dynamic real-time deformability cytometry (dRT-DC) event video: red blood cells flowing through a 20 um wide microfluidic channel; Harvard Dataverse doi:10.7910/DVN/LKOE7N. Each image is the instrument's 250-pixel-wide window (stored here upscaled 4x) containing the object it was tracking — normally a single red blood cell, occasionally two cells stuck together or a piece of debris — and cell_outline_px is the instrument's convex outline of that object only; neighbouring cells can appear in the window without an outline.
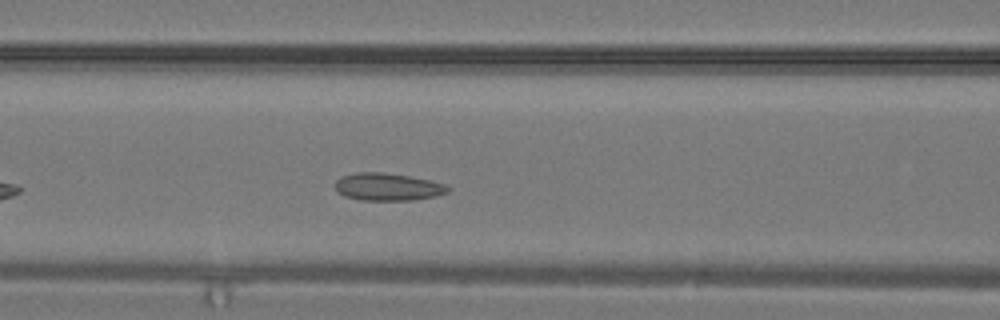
{"species": "common noctule bat (a hibernating species)", "species_latin": "Nyctalus noctula", "temperature_condition": "warm", "stored_images_in_passage": 19, "camera_frame_rate_fps": 3000, "um_per_image_px": 0.085, "animal": {"sex": "male", "body_mass_g": 19.2, "forearm_length_mm": 51.8}, "frame": {"image": 1, "passage_image": 5, "time_ms": 1.333, "image_size_px": [1000, 320], "cell_outline_px": [[452, 188], [448, 192], [436, 196], [412, 200], [360, 200], [344, 196], [336, 188], [336, 180], [340, 176], [356, 172], [384, 172], [408, 176], [428, 180], [444, 184]], "centroid_in_image_um": [32.95, 15.88], "position_along_channel_um": 133.6, "area_um2": 18.03}}
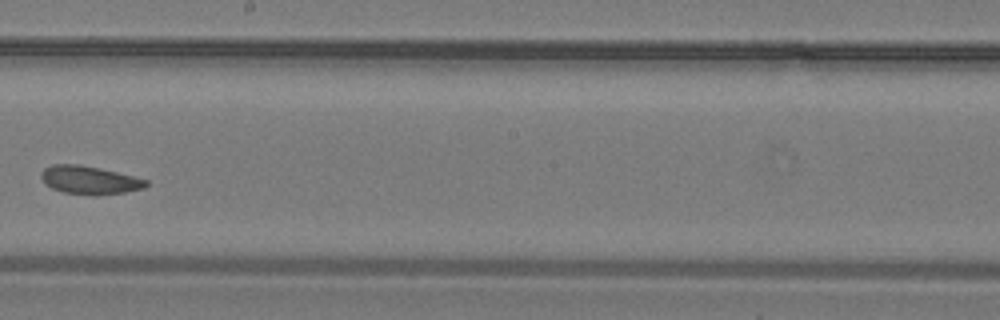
{"frame": {"image": 2, "passage_image": 10, "time_ms": 3.0, "image_size_px": [1000, 320], "cell_outline_px": [[148, 184], [144, 188], [124, 192], [96, 196], [92, 196], [64, 192], [52, 188], [44, 184], [40, 176], [40, 172], [44, 168], [52, 164], [80, 164], [100, 168], [148, 180]], "centroid_in_image_um": [7.57, 15.31], "position_along_channel_um": 240.6, "area_um2": 17.4}}
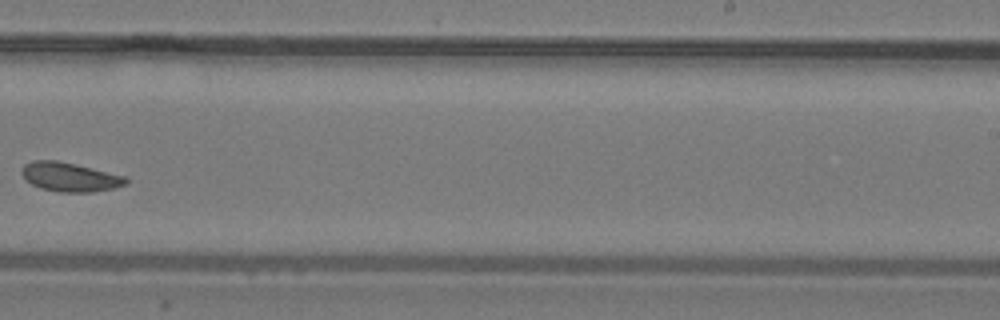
{"frame": {"image": 3, "passage_image": 12, "time_ms": 3.667, "image_size_px": [1000, 320], "cell_outline_px": [[128, 180], [124, 184], [112, 188], [92, 192], [60, 192], [40, 188], [24, 180], [20, 172], [24, 164], [32, 160], [56, 160], [76, 164], [124, 176]], "centroid_in_image_um": [5.85, 15.04], "position_along_channel_um": 283.1, "area_um2": 17.57}}